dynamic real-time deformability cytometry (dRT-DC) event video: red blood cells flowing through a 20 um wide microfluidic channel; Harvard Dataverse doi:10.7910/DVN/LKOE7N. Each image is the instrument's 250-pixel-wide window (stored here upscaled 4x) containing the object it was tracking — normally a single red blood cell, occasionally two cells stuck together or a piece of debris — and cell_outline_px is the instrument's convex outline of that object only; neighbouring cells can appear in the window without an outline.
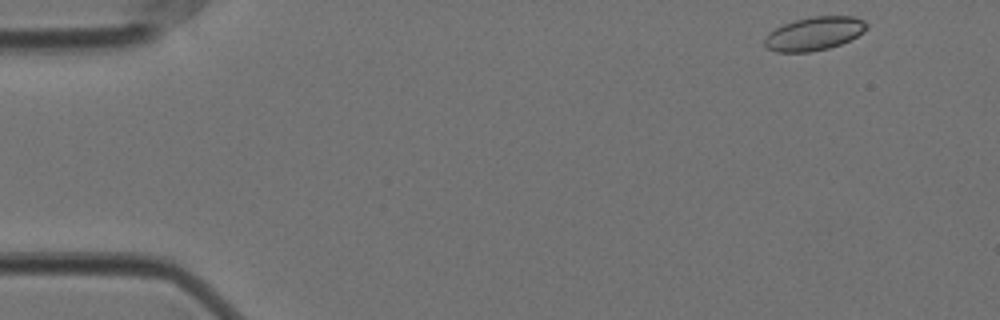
{"species": "Egyptian fruit bat (a non-hibernating species)", "species_latin": "Rousettus aegyptiacus", "temperature_condition": "cold", "stored_images_in_passage": 54, "camera_frame_rate_fps": 3000, "um_per_image_px": 0.085, "animal": {"sex": "female"}, "frame": {"image": 1, "passage_image": 1, "time_ms": 0.0, "image_size_px": [1000, 320], "cell_outline_px": [[868, 28], [864, 32], [840, 44], [828, 48], [812, 52], [776, 52], [768, 48], [764, 44], [764, 40], [768, 32], [784, 24], [796, 20], [812, 16], [852, 16], [864, 20], [868, 24]], "centroid_in_image_um": [69.21, 2.85], "position_along_channel_um": 15.8, "area_um2": 19.88}}
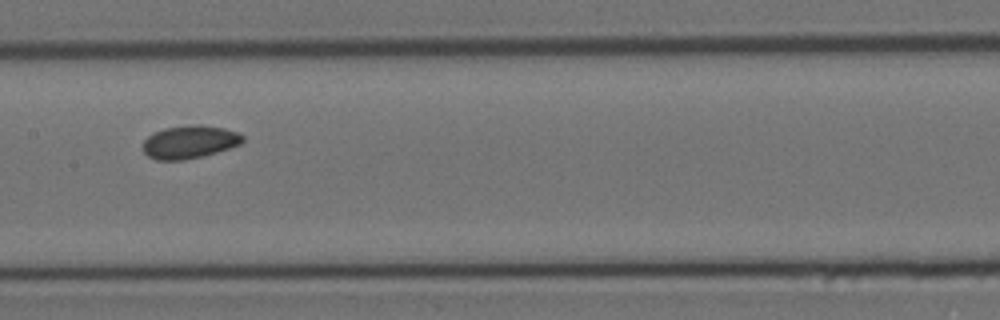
{"frame": {"image": 2, "passage_image": 25, "time_ms": 8.0, "image_size_px": [1000, 320], "cell_outline_px": [[244, 140], [240, 144], [216, 152], [200, 156], [180, 160], [156, 160], [148, 156], [144, 152], [144, 140], [148, 136], [164, 128], [192, 124], [224, 128], [240, 132], [244, 136]], "centroid_in_image_um": [16.13, 12.06], "position_along_channel_um": 191.3, "area_um2": 18.96}}
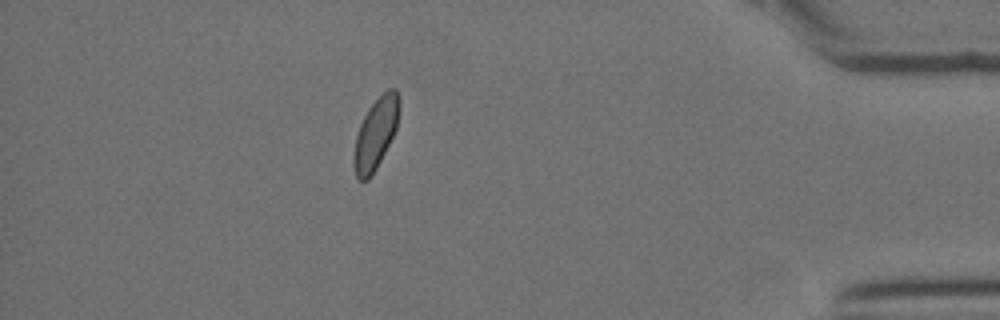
{"frame": {"image": 3, "passage_image": 47, "time_ms": 15.333, "image_size_px": [1000, 320], "cell_outline_px": [[400, 104], [396, 128], [376, 168], [368, 180], [360, 180], [356, 176], [352, 164], [356, 136], [360, 124], [368, 108], [388, 88], [396, 88], [400, 96]], "centroid_in_image_um": [31.93, 11.33], "position_along_channel_um": 403.3, "area_um2": 18.55}, "authors_computed_cell_mechanics": {"area_um2": 18.9295, "velocity_mm_per_s": 3.5062, "shape_relaxation_time_tau1_ms": 2.2628, "shape_relaxation_time_tau2_ms": 3.5435, "deformation_change_tau1": 0.0598, "deformation_change_tau2": 0.0564}}